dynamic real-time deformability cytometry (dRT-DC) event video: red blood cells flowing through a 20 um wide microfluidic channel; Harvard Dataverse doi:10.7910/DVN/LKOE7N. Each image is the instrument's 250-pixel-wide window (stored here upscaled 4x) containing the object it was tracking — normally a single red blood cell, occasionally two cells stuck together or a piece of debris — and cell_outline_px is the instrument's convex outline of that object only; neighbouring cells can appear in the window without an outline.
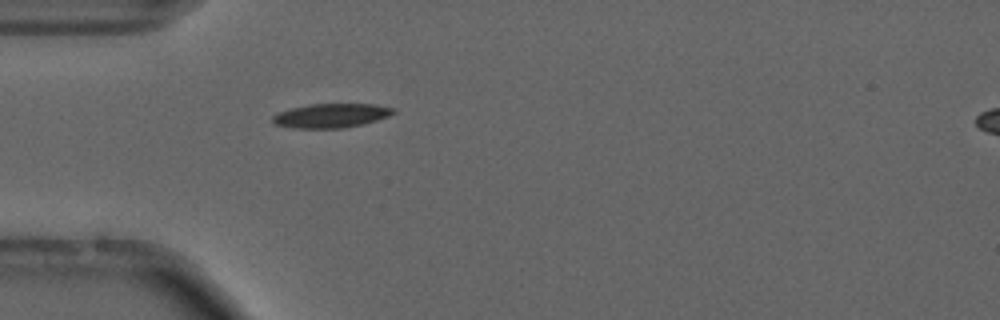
{"species": "common noctule bat (a hibernating species)", "species_latin": "Nyctalus noctula", "temperature_condition": "cold", "stored_images_in_passage": 8, "camera_frame_rate_fps": 3000, "um_per_image_px": 0.085, "animal": {"sex": "male", "forearm_length_mm": 52.5}, "frame": {"image": 1, "passage_image": 1, "time_ms": 0.0, "image_size_px": [1000, 320], "cell_outline_px": [[396, 112], [388, 116], [376, 120], [344, 128], [292, 128], [276, 124], [272, 120], [272, 116], [276, 112], [308, 104], [376, 104], [396, 108]], "centroid_in_image_um": [28.14, 9.82], "position_along_channel_um": 56.9, "area_um2": 16.99}}